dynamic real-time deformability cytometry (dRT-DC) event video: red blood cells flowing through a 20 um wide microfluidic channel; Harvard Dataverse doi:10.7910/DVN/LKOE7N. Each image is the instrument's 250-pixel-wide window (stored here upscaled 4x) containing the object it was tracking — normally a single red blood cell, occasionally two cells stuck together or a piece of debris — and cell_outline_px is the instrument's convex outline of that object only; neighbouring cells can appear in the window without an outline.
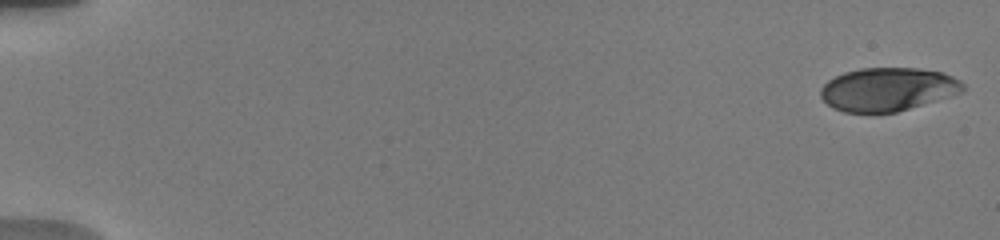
{"species": "human", "species_latin": "Homo sapiens", "temperature_condition": "warm", "stored_images_in_passage": 29, "camera_frame_rate_fps": 3000, "um_per_image_px": 0.085, "donor": {"sex": "male"}, "frame": {"image": 1, "passage_image": 1, "time_ms": 0.0, "image_size_px": [1000, 240], "cell_outline_px": [[964, 92], [896, 112], [844, 112], [832, 108], [820, 96], [820, 88], [828, 80], [844, 72], [860, 68], [920, 68], [940, 72], [952, 76], [960, 80], [964, 84]], "centroid_in_image_um": [75.46, 7.58], "position_along_channel_um": 9.5, "area_um2": 35.95}}
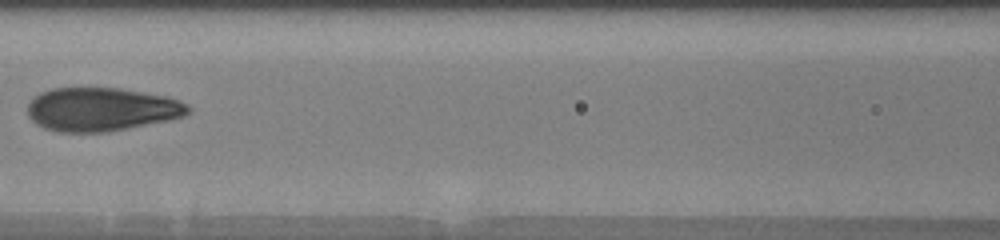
{"frame": {"image": 2, "passage_image": 13, "time_ms": 8.667, "image_size_px": [1000, 240], "cell_outline_px": [[192, 112], [184, 116], [172, 120], [108, 132], [56, 132], [44, 128], [36, 124], [28, 116], [28, 104], [40, 92], [52, 88], [120, 88], [164, 96], [180, 100], [188, 104], [192, 108]], "centroid_in_image_um": [8.66, 9.3], "position_along_channel_um": 157.9, "area_um2": 41.1}}
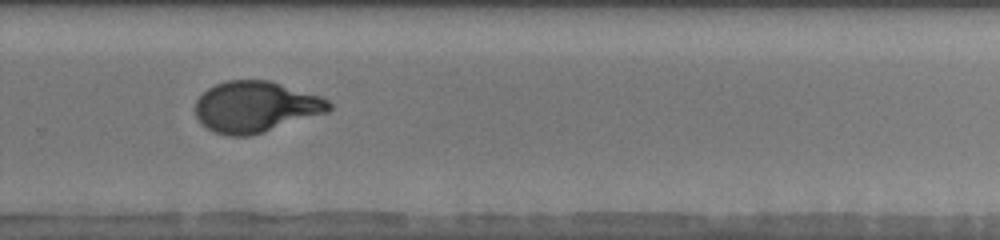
{"frame": {"image": 3, "passage_image": 20, "time_ms": 12.667, "image_size_px": [1000, 240], "cell_outline_px": [[332, 108], [328, 112], [264, 132], [248, 136], [228, 136], [216, 132], [208, 128], [196, 116], [196, 100], [208, 88], [216, 84], [228, 80], [268, 80], [320, 96], [328, 100], [332, 104]], "centroid_in_image_um": [21.75, 9.08], "position_along_channel_um": 308.1, "area_um2": 39.42}, "authors_computed_cell_mechanics": {"area_um2": 39.5352, "velocity_mm_per_s": 3.7647, "shape_relaxation_time_tau1_ms": 4.4059, "shape_relaxation_time_tau2_ms": null, "deformation_change_tau1": 0.208, "deformation_change_tau2": null}}